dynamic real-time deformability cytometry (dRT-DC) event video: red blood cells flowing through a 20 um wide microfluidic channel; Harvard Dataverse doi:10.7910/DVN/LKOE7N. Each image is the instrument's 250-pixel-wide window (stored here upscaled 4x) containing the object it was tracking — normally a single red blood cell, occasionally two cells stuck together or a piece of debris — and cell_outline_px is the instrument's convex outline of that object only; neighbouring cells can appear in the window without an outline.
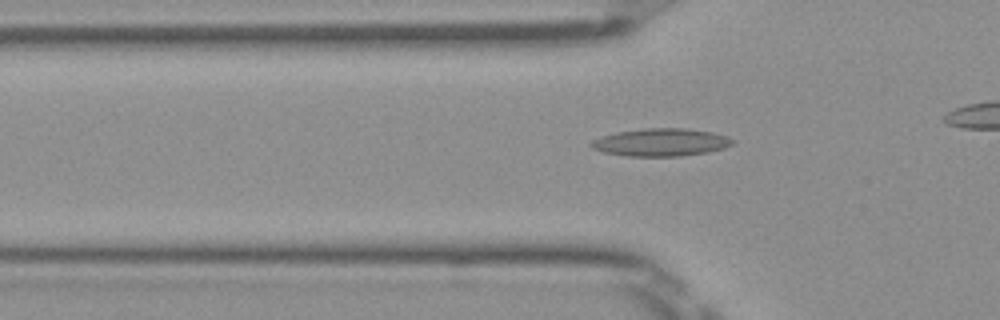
{"species": "Egyptian fruit bat (a non-hibernating species)", "species_latin": "Rousettus aegyptiacus", "temperature_condition": "room temperature", "stored_images_in_passage": 33, "camera_frame_rate_fps": 3000, "um_per_image_px": 0.085, "frame": {"image": 1, "passage_image": 8, "time_ms": 2.333, "image_size_px": [1000, 320], "cell_outline_px": [[736, 140], [732, 144], [724, 148], [708, 152], [680, 156], [624, 156], [604, 152], [592, 148], [588, 144], [592, 140], [600, 136], [616, 132], [644, 128], [684, 128], [712, 132]], "centroid_in_image_um": [56.14, 12.09], "position_along_channel_um": 69.7, "area_um2": 22.89}}
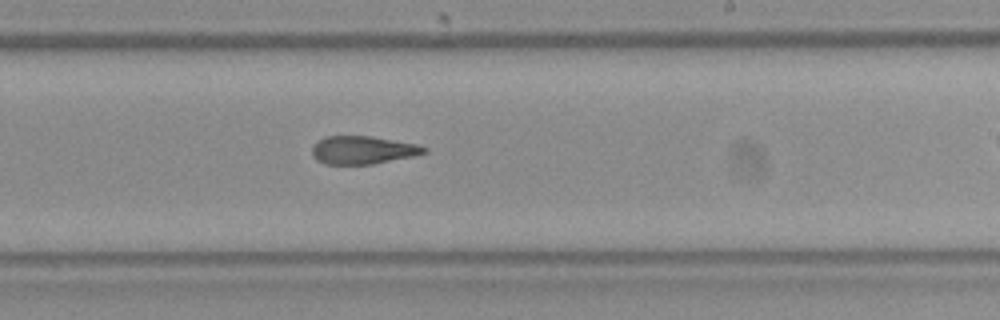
{"frame": {"image": 2, "passage_image": 22, "time_ms": 7.0, "image_size_px": [1000, 320], "cell_outline_px": [[428, 152], [412, 156], [372, 164], [324, 164], [316, 160], [312, 156], [312, 144], [316, 140], [324, 136], [372, 136], [416, 144], [428, 148]], "centroid_in_image_um": [30.78, 12.74], "position_along_channel_um": 258.2, "area_um2": 18.44}}
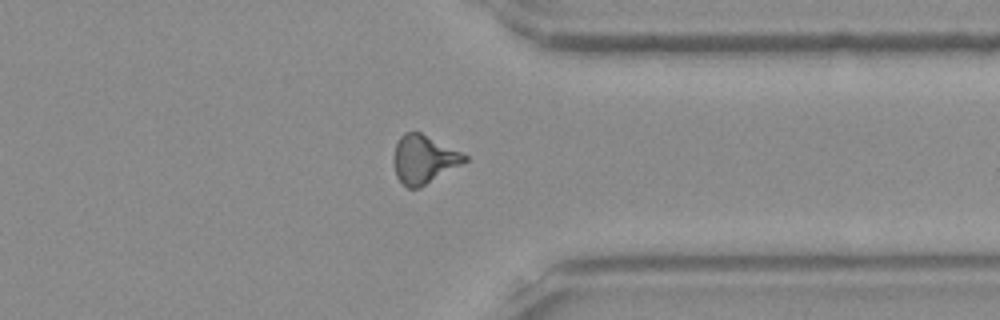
{"frame": {"image": 3, "passage_image": 31, "time_ms": 10.0, "image_size_px": [1000, 320], "cell_outline_px": [[468, 160], [420, 188], [408, 188], [396, 176], [392, 164], [392, 156], [396, 144], [400, 136], [404, 132], [420, 132], [468, 156]], "centroid_in_image_um": [35.97, 13.54], "position_along_channel_um": 375.4, "area_um2": 19.88}}